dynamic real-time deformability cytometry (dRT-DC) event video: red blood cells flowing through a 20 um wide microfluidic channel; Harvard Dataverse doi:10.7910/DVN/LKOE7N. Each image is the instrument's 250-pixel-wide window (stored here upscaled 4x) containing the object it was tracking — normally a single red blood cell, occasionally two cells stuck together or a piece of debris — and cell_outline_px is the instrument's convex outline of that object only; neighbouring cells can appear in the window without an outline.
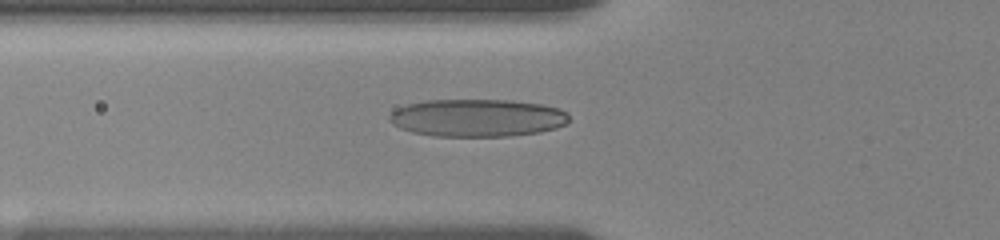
{"species": "human", "species_latin": "Homo sapiens", "temperature_condition": "room temperature", "stored_images_in_passage": 37, "camera_frame_rate_fps": 3000, "um_per_image_px": 0.085, "donor": {"sex": "female"}, "frame": {"image": 1, "passage_image": 2, "time_ms": 0.333, "image_size_px": [1000, 240], "cell_outline_px": [[568, 120], [564, 124], [556, 128], [540, 132], [508, 136], [432, 136], [412, 132], [400, 128], [392, 124], [388, 120], [388, 116], [396, 108], [408, 104], [424, 100], [512, 100], [540, 104], [560, 108], [568, 112]], "centroid_in_image_um": [40.55, 10.01], "position_along_channel_um": 85.3, "area_um2": 39.59}}
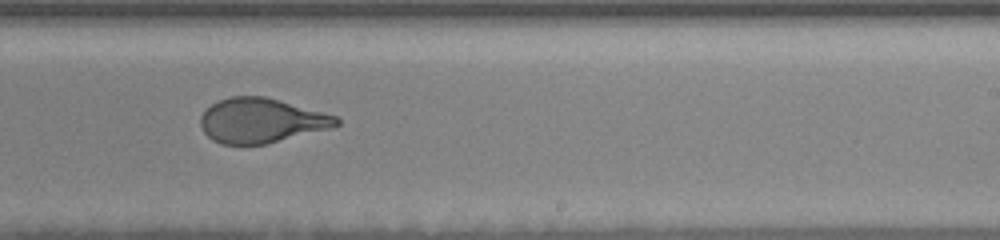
{"frame": {"image": 2, "passage_image": 17, "time_ms": 5.333, "image_size_px": [1000, 240], "cell_outline_px": [[340, 124], [328, 128], [264, 144], [220, 144], [212, 140], [204, 132], [200, 124], [200, 116], [212, 104], [220, 100], [232, 96], [264, 96], [336, 116], [340, 120]], "centroid_in_image_um": [22.15, 10.24], "position_along_channel_um": 266.8, "area_um2": 34.68}}
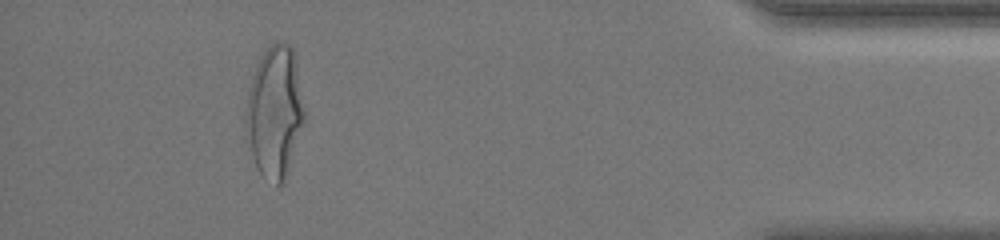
{"frame": {"image": 3, "passage_image": 33, "time_ms": 10.667, "image_size_px": [1000, 240], "cell_outline_px": [[304, 124], [284, 184], [276, 188], [260, 172], [244, 140], [244, 112], [248, 92], [260, 56], [276, 40], [288, 44], [296, 52], [304, 112]], "centroid_in_image_um": [23.34, 9.56], "position_along_channel_um": 411.9, "area_um2": 45.78}, "authors_computed_cell_mechanics": {"area_um2": 36.703, "velocity_mm_per_s": 3.6115, "shape_relaxation_time_tau1_ms": 4.2401, "shape_relaxation_time_tau2_ms": 0.7433, "deformation_change_tau1": 0.1907, "deformation_change_tau2": 0.081}}